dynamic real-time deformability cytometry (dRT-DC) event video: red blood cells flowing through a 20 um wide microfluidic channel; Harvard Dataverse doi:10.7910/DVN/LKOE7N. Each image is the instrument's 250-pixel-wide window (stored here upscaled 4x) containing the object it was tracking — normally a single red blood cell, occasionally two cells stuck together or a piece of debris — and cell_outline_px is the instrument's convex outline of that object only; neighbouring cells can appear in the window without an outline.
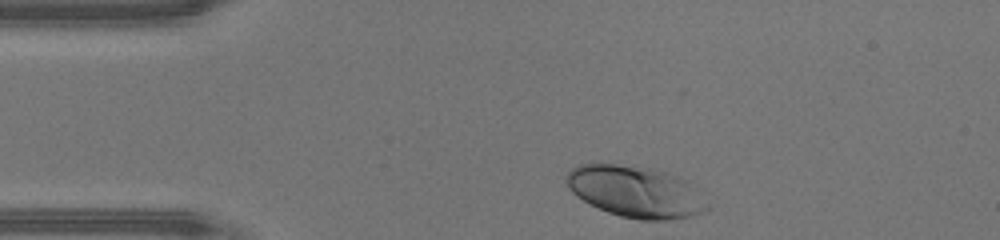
{"species": "human", "species_latin": "Homo sapiens", "temperature_condition": "warm", "stored_images_in_passage": 29, "camera_frame_rate_fps": 3000, "um_per_image_px": 0.085, "donor": {"sex": "male"}, "frame": {"image": 1, "passage_image": 1, "time_ms": 0.0, "image_size_px": [1000, 240], "cell_outline_px": [[708, 208], [692, 216], [668, 220], [640, 220], [620, 216], [608, 212], [576, 196], [568, 188], [564, 176], [572, 168], [580, 164], [592, 160], [652, 168], [680, 176], [688, 180], [708, 204]], "centroid_in_image_um": [53.97, 16.24], "position_along_channel_um": 31.0, "area_um2": 42.89}}
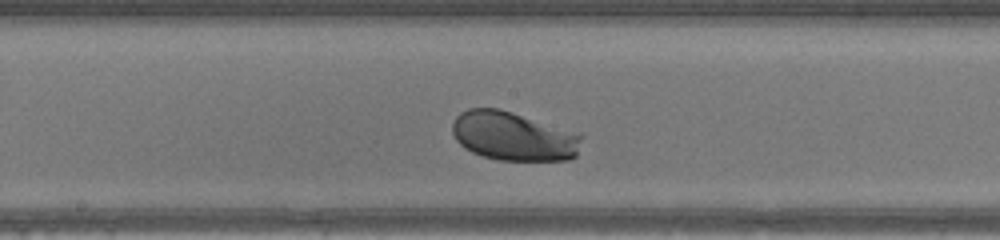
{"frame": {"image": 2, "passage_image": 16, "time_ms": 5.0, "image_size_px": [1000, 240], "cell_outline_px": [[584, 136], [576, 156], [568, 160], [496, 160], [472, 152], [464, 148], [456, 140], [452, 132], [452, 124], [456, 116], [460, 112], [468, 108], [500, 108], [580, 132]], "centroid_in_image_um": [43.67, 11.56], "position_along_channel_um": 204.5, "area_um2": 37.45}}
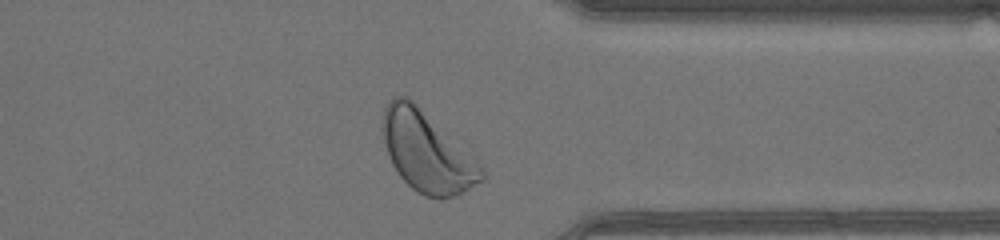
{"frame": {"image": 3, "passage_image": 28, "time_ms": 9.0, "image_size_px": [1000, 240], "cell_outline_px": [[484, 180], [456, 196], [440, 200], [424, 196], [416, 192], [400, 176], [392, 164], [388, 156], [380, 132], [380, 128], [384, 108], [388, 100], [392, 96], [408, 96], [472, 156], [484, 168]], "centroid_in_image_um": [36.24, 12.92], "position_along_channel_um": 375.2, "area_um2": 46.41}, "authors_computed_cell_mechanics": {"area_um2": 37.4544, "velocity_mm_per_s": 4.4252, "shape_relaxation_time_tau1_ms": 1.1551, "shape_relaxation_time_tau2_ms": null, "deformation_change_tau1": 0.1197, "deformation_change_tau2": null}}